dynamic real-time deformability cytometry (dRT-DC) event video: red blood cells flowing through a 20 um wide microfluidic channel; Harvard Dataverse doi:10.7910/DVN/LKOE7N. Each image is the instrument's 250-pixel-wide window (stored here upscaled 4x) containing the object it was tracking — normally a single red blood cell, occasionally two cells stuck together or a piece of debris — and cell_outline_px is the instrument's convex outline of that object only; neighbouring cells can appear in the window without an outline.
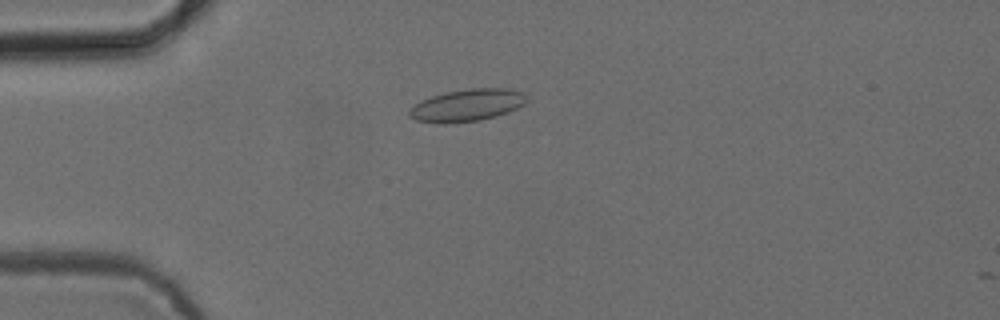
{"species": "common noctule bat (a hibernating species)", "species_latin": "Nyctalus noctula", "temperature_condition": "cold", "stored_images_in_passage": 12, "camera_frame_rate_fps": 3000, "um_per_image_px": 0.085, "animal": {"sex": "female", "body_mass_g": 24.6, "forearm_length_mm": 56.2}, "frame": {"image": 1, "passage_image": 10, "time_ms": 3.0, "image_size_px": [1000, 320], "cell_outline_px": [[528, 100], [524, 104], [508, 112], [496, 116], [480, 120], [448, 124], [436, 124], [416, 120], [408, 116], [408, 108], [432, 96], [444, 92], [468, 88], [508, 88], [520, 92]], "centroid_in_image_um": [39.66, 8.96], "position_along_channel_um": 45.3, "area_um2": 22.14}}